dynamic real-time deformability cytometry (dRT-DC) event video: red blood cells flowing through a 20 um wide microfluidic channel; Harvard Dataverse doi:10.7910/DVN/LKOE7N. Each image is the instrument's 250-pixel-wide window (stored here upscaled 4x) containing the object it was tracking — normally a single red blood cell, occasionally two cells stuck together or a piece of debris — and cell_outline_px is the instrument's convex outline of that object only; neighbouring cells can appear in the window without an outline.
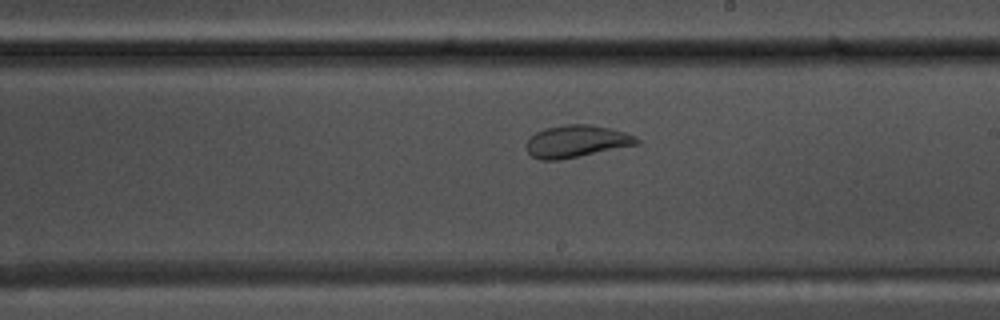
{"species": "common noctule bat (a hibernating species)", "species_latin": "Nyctalus noctula", "temperature_condition": "warm", "stored_images_in_passage": 39, "camera_frame_rate_fps": 3000, "um_per_image_px": 0.085, "animal": {"sex": "male", "body_mass_g": 17.5, "forearm_length_mm": 52.3}, "frame": {"image": 1, "passage_image": 16, "time_ms": 5.0, "image_size_px": [1000, 320], "cell_outline_px": [[640, 144], [556, 160], [540, 160], [532, 156], [524, 148], [524, 144], [536, 132], [544, 128], [564, 124], [588, 124], [608, 128], [624, 132], [636, 136], [640, 140]], "centroid_in_image_um": [48.97, 12.0], "position_along_channel_um": 240.0, "area_um2": 20.63}}
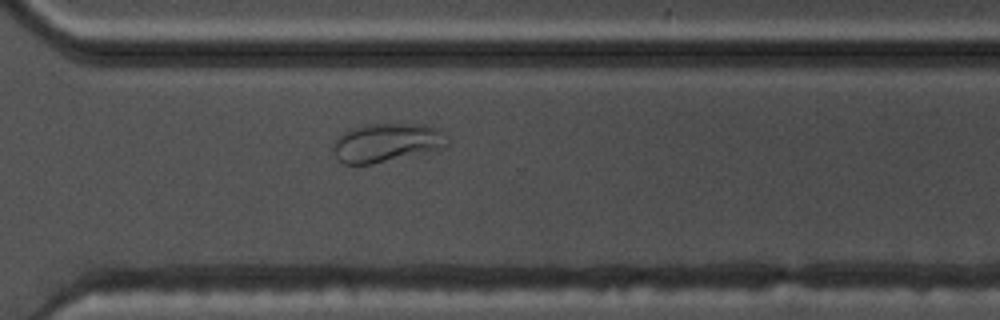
{"frame": {"image": 2, "passage_image": 24, "time_ms": 7.667, "image_size_px": [1000, 320], "cell_outline_px": [[448, 148], [372, 164], [344, 164], [336, 156], [332, 148], [332, 144], [344, 132], [352, 128], [368, 124], [424, 124], [436, 128], [440, 132], [448, 144]], "centroid_in_image_um": [32.87, 12.14], "position_along_channel_um": 337.7, "area_um2": 25.61}}
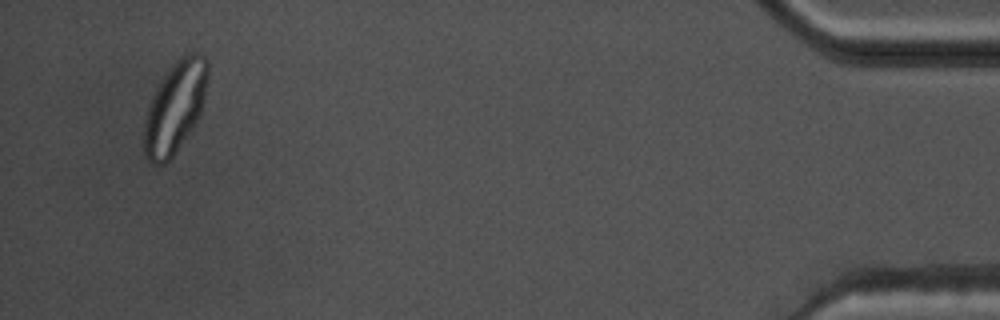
{"frame": {"image": 3, "passage_image": 37, "time_ms": 12.0, "image_size_px": [1000, 320], "cell_outline_px": [[208, 76], [200, 116], [192, 128], [172, 156], [160, 168], [156, 168], [144, 156], [144, 124], [148, 108], [152, 96], [160, 80], [172, 64], [184, 52], [200, 52], [208, 60]], "centroid_in_image_um": [14.87, 9.1], "position_along_channel_um": 420.3, "area_um2": 34.16}}